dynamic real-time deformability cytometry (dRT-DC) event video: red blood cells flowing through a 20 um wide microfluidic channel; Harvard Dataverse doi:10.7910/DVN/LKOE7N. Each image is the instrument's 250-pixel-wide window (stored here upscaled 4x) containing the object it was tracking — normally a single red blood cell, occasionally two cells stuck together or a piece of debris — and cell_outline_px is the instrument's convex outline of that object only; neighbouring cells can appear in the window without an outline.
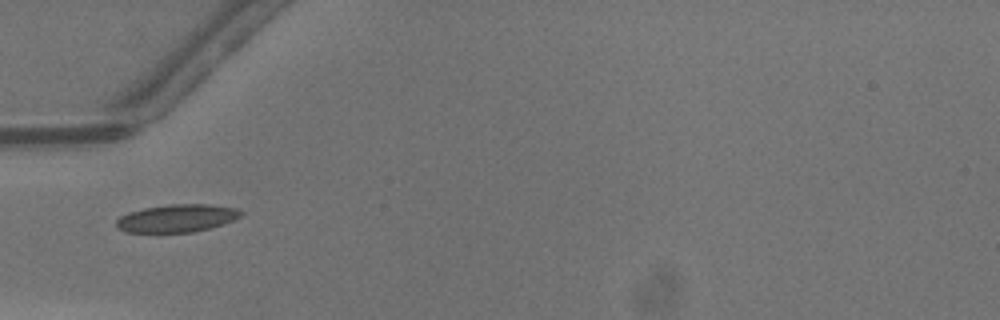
{"species": "common noctule bat (a hibernating species)", "species_latin": "Nyctalus noctula", "temperature_condition": "warm", "stored_images_in_passage": 12, "camera_frame_rate_fps": 3000, "um_per_image_px": 0.085, "animal": {"sex": "male", "body_mass_g": 13.3}, "frame": {"image": 1, "passage_image": 1, "time_ms": 0.0, "image_size_px": [1000, 320], "cell_outline_px": [[244, 212], [240, 216], [232, 220], [208, 228], [192, 232], [124, 232], [116, 228], [116, 220], [120, 216], [128, 212], [144, 208], [168, 204], [212, 204], [236, 208]], "centroid_in_image_um": [14.99, 18.54], "position_along_channel_um": 70.0, "area_um2": 20.11}}
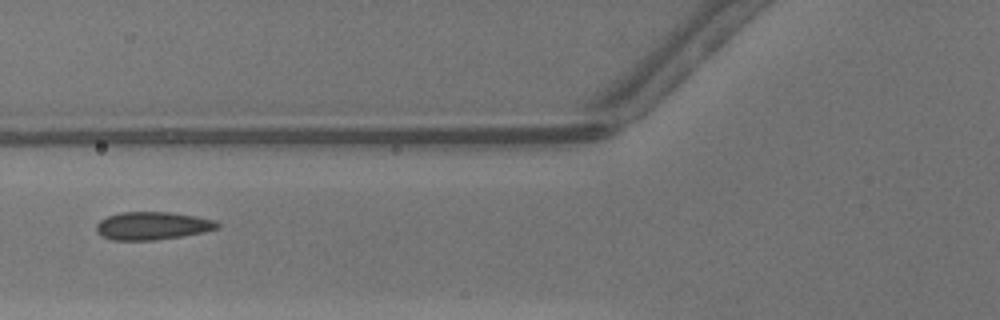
{"frame": {"image": 2, "passage_image": 4, "time_ms": 1.0, "image_size_px": [1000, 320], "cell_outline_px": [[220, 228], [204, 232], [156, 240], [112, 240], [96, 232], [96, 224], [100, 220], [108, 216], [120, 212], [172, 212], [196, 216], [216, 220], [220, 224]], "centroid_in_image_um": [12.98, 19.18], "position_along_channel_um": 112.8, "area_um2": 19.77}}